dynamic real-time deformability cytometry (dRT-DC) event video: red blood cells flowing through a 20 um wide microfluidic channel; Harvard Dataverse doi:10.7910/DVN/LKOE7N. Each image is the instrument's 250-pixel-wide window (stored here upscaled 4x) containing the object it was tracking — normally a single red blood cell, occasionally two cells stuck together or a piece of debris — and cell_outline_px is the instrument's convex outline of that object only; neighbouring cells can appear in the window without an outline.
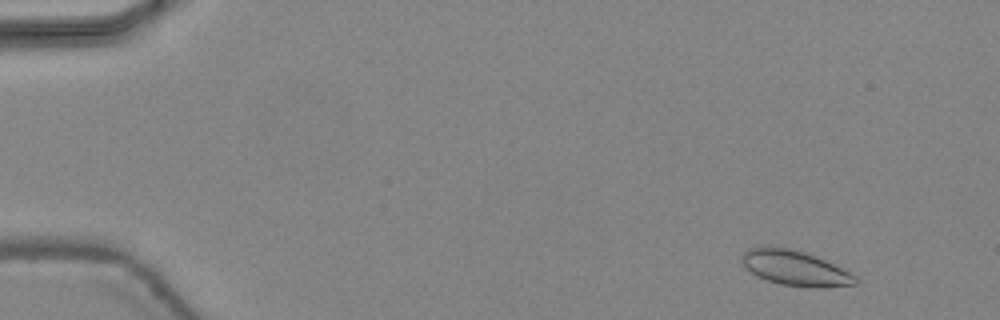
{"species": "common noctule bat (a hibernating species)", "species_latin": "Nyctalus noctula", "temperature_condition": "warm", "stored_images_in_passage": 46, "camera_frame_rate_fps": 3000, "um_per_image_px": 0.085, "animal": {"sex": "female", "body_mass_g": 24.6, "forearm_length_mm": 56.2}, "frame": {"image": 1, "passage_image": 4, "time_ms": 1.0, "image_size_px": [1000, 320], "cell_outline_px": [[860, 280], [856, 284], [820, 288], [812, 288], [780, 284], [756, 276], [740, 260], [740, 256], [748, 248], [764, 244], [768, 244], [792, 248], [816, 256], [856, 276]], "centroid_in_image_um": [67.53, 22.75], "position_along_channel_um": 17.5, "area_um2": 23.52}}
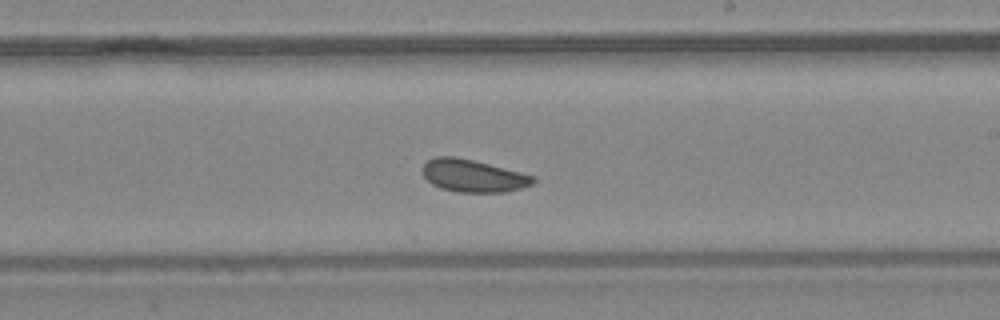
{"frame": {"image": 2, "passage_image": 28, "time_ms": 9.0, "image_size_px": [1000, 320], "cell_outline_px": [[536, 180], [532, 184], [520, 188], [504, 192], [456, 192], [440, 188], [432, 184], [424, 176], [424, 164], [428, 160], [436, 156], [456, 156], [488, 164], [532, 176]], "centroid_in_image_um": [40.17, 14.95], "position_along_channel_um": 248.8, "area_um2": 20.52}}
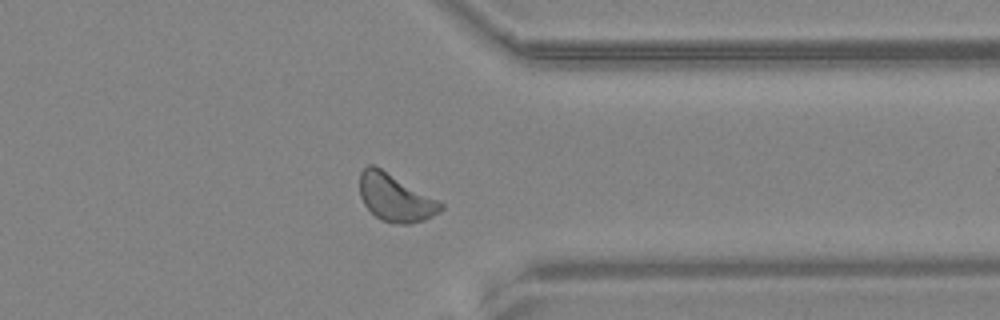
{"frame": {"image": 3, "passage_image": 37, "time_ms": 12.0, "image_size_px": [1000, 320], "cell_outline_px": [[444, 208], [440, 212], [424, 220], [408, 224], [400, 224], [380, 220], [364, 204], [360, 196], [360, 172], [368, 164], [372, 164], [380, 168], [444, 204]], "centroid_in_image_um": [33.58, 16.82], "position_along_channel_um": 377.8, "area_um2": 21.96}, "authors_computed_cell_mechanics": {"area_um2": 21.7328, "velocity_mm_per_s": 4.4297, "shape_relaxation_time_tau1_ms": 2.8048, "shape_relaxation_time_tau2_ms": null, "deformation_change_tau1": 0.0412, "deformation_change_tau2": null}}